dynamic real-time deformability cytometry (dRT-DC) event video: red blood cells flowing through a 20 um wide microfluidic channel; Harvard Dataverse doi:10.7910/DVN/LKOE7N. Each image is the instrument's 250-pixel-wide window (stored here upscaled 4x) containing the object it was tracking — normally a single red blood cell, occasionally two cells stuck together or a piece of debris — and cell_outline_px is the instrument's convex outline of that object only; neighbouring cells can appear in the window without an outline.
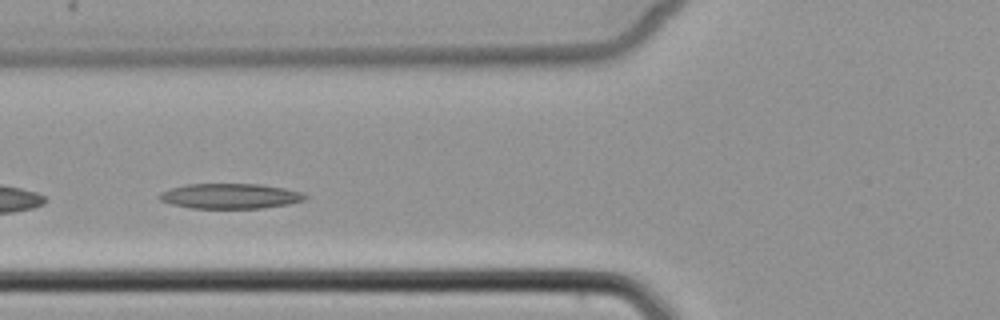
{"species": "common noctule bat (a hibernating species)", "species_latin": "Nyctalus noctula", "temperature_condition": "cold", "stored_images_in_passage": 3, "camera_frame_rate_fps": 3000, "um_per_image_px": 0.085, "animal": {"sex": "female", "body_mass_g": 22.7, "forearm_length_mm": 54.2}, "frame": {"image": 1, "passage_image": 3, "time_ms": 2.667, "image_size_px": [1000, 320], "cell_outline_px": [[308, 196], [304, 200], [288, 204], [260, 208], [192, 208], [172, 204], [160, 200], [156, 196], [160, 192], [184, 184], [260, 184], [284, 188], [304, 192]], "centroid_in_image_um": [19.56, 16.66], "position_along_channel_um": 106.2, "area_um2": 21.39}}